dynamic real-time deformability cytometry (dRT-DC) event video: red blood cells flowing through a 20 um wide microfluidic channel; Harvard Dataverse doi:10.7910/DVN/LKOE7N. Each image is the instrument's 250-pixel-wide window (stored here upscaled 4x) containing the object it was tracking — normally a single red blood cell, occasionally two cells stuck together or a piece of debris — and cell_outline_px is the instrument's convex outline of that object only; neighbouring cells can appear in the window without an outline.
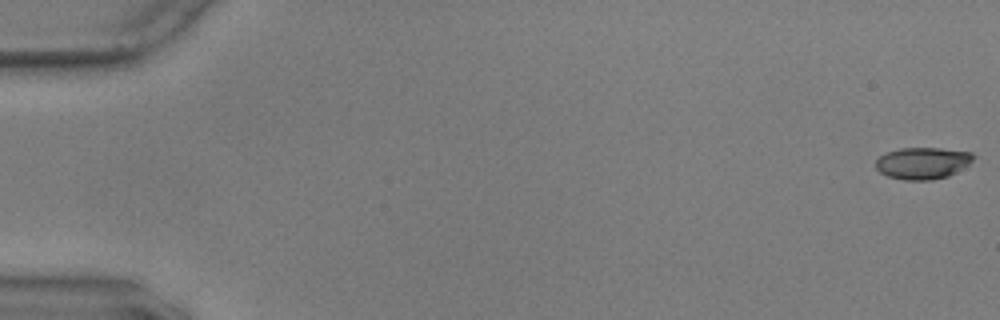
{"species": "common noctule bat (a hibernating species)", "species_latin": "Nyctalus noctula", "temperature_condition": "warm", "stored_images_in_passage": 57, "camera_frame_rate_fps": 3000, "um_per_image_px": 0.085, "animal": {"sex": "male", "body_mass_g": 17.9, "forearm_length_mm": 54.2}, "frame": {"image": 1, "passage_image": 1, "time_ms": 0.0, "image_size_px": [1000, 320], "cell_outline_px": [[976, 156], [968, 164], [956, 172], [948, 176], [932, 180], [904, 180], [888, 176], [880, 172], [876, 168], [876, 160], [880, 156], [888, 152], [900, 148], [940, 148], [972, 152]], "centroid_in_image_um": [78.43, 13.86], "position_along_channel_um": 6.6, "area_um2": 18.03}}
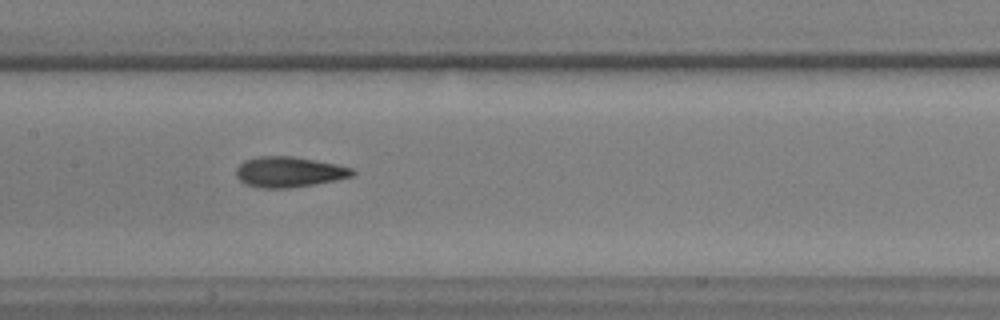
{"frame": {"image": 2, "passage_image": 29, "time_ms": 9.333, "image_size_px": [1000, 320], "cell_outline_px": [[356, 172], [352, 176], [336, 180], [288, 188], [260, 188], [244, 184], [236, 176], [236, 168], [244, 160], [260, 156], [292, 156], [316, 160], [336, 164], [352, 168]], "centroid_in_image_um": [24.54, 14.61], "position_along_channel_um": 182.9, "area_um2": 20.63}}
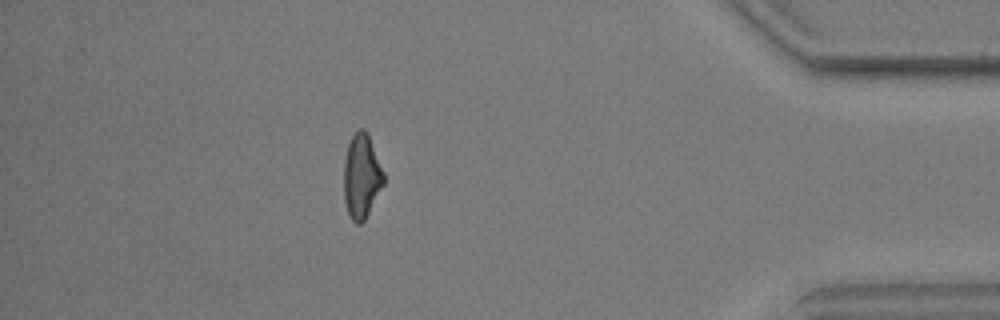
{"frame": {"image": 3, "passage_image": 51, "time_ms": 16.667, "image_size_px": [1000, 320], "cell_outline_px": [[384, 184], [364, 220], [360, 224], [356, 224], [352, 220], [348, 212], [344, 200], [344, 160], [348, 144], [352, 136], [360, 128], [364, 128], [368, 132], [384, 172]], "centroid_in_image_um": [30.74, 14.96], "position_along_channel_um": 404.5, "area_um2": 19.59}, "authors_computed_cell_mechanics": {"area_um2": 19.8254, "velocity_mm_per_s": 3.581, "shape_relaxation_time_tau1_ms": 4.8973, "shape_relaxation_time_tau2_ms": 2.1807, "deformation_change_tau1": 0.1536, "deformation_change_tau2": 0.0909}}